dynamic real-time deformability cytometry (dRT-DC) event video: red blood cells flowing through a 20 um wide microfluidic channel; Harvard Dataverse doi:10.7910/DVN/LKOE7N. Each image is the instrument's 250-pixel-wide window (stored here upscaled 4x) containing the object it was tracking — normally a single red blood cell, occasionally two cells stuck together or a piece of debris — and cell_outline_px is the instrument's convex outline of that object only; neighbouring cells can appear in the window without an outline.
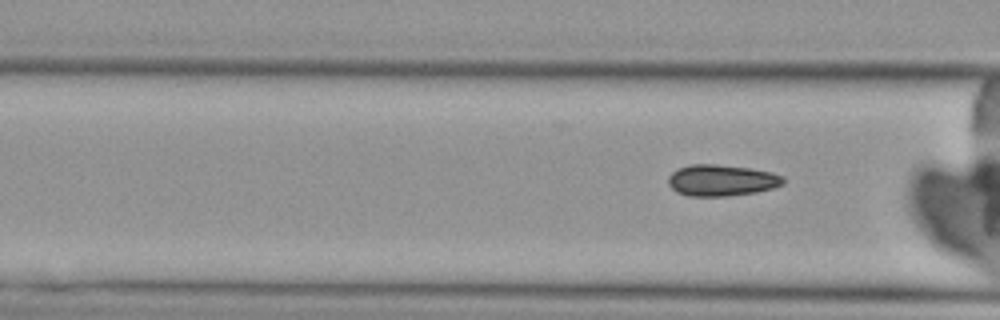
{"species": "Egyptian fruit bat (a non-hibernating species)", "species_latin": "Rousettus aegyptiacus", "temperature_condition": "cold", "stored_images_in_passage": 6, "camera_frame_rate_fps": 3000, "um_per_image_px": 0.085, "animal": {"sex": "female"}, "frame": {"image": 1, "passage_image": 6, "time_ms": 7.0, "image_size_px": [1000, 320], "cell_outline_px": [[784, 184], [772, 188], [756, 192], [728, 196], [688, 196], [676, 192], [668, 184], [668, 176], [676, 168], [688, 164], [716, 164], [752, 168], [772, 172], [784, 176]], "centroid_in_image_um": [61.31, 15.32], "position_along_channel_um": 105.3, "area_um2": 21.33}}